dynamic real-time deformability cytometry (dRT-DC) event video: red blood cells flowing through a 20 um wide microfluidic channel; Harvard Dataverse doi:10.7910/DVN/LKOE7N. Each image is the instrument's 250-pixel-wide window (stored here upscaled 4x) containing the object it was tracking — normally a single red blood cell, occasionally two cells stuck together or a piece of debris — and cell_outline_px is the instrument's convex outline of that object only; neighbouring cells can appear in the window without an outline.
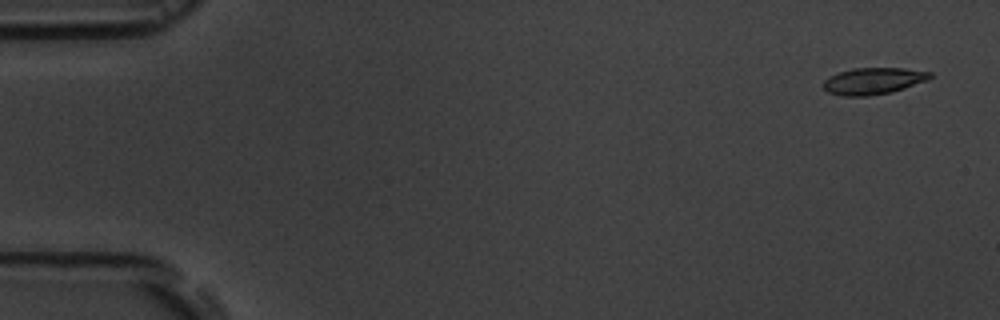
{"species": "common noctule bat (a hibernating species)", "species_latin": "Nyctalus noctula", "temperature_condition": "room temperature", "stored_images_in_passage": 4, "camera_frame_rate_fps": 3000, "um_per_image_px": 0.085, "animal": {"sex": "male", "body_mass_g": 19.5, "forearm_length_mm": 54.6}, "frame": {"image": 1, "passage_image": 1, "time_ms": 0.0, "image_size_px": [1000, 320], "cell_outline_px": [[932, 76], [928, 80], [892, 92], [868, 96], [844, 96], [828, 92], [820, 84], [828, 76], [852, 68], [904, 68], [932, 72]], "centroid_in_image_um": [74.21, 6.88], "position_along_channel_um": 10.8, "area_um2": 16.7}}